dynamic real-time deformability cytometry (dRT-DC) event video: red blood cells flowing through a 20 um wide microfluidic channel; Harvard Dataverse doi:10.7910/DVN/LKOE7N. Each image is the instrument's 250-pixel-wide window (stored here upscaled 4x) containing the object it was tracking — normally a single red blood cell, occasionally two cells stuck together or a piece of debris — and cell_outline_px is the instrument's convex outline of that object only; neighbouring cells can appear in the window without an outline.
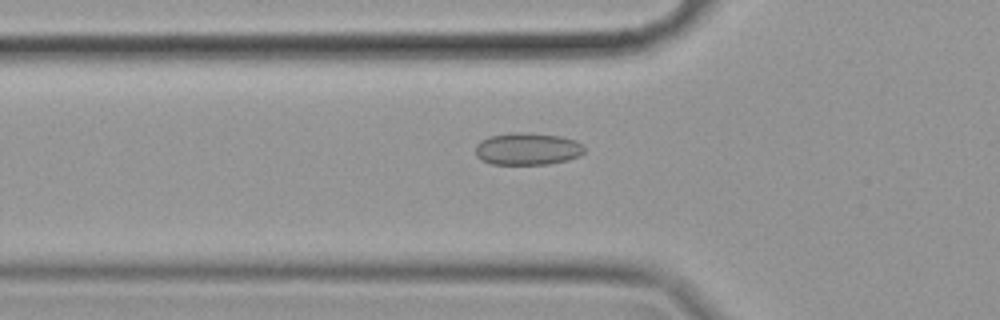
{"species": "common noctule bat (a hibernating species)", "species_latin": "Nyctalus noctula", "temperature_condition": "cold", "stored_images_in_passage": 57, "camera_frame_rate_fps": 3000, "um_per_image_px": 0.085, "animal": {"sex": "female", "body_mass_g": 19.9}, "frame": {"image": 1, "passage_image": 19, "time_ms": 6.0, "image_size_px": [1000, 320], "cell_outline_px": [[584, 152], [580, 156], [548, 164], [492, 164], [480, 160], [476, 156], [476, 144], [480, 140], [488, 136], [512, 132], [524, 132], [560, 136], [576, 140], [584, 144]], "centroid_in_image_um": [44.82, 12.64], "position_along_channel_um": 81.0, "area_um2": 20.63}}
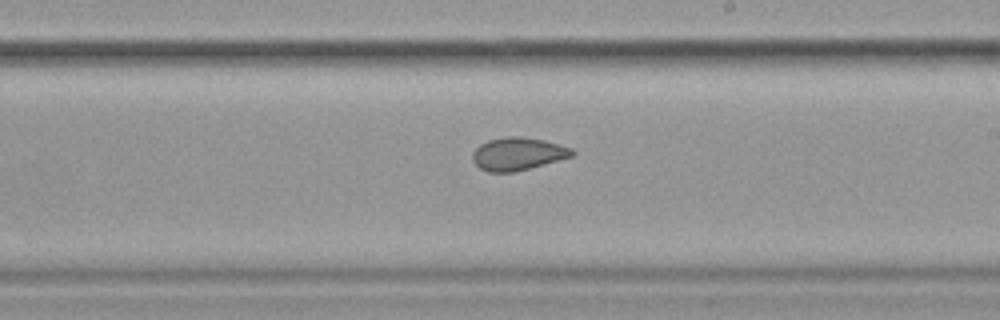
{"frame": {"image": 2, "passage_image": 33, "time_ms": 10.667, "image_size_px": [1000, 320], "cell_outline_px": [[576, 152], [572, 156], [528, 168], [512, 172], [488, 172], [480, 168], [472, 160], [472, 152], [480, 144], [488, 140], [508, 136], [520, 136], [544, 140], [572, 148]], "centroid_in_image_um": [43.99, 13.06], "position_along_channel_um": 245.0, "area_um2": 18.84}}
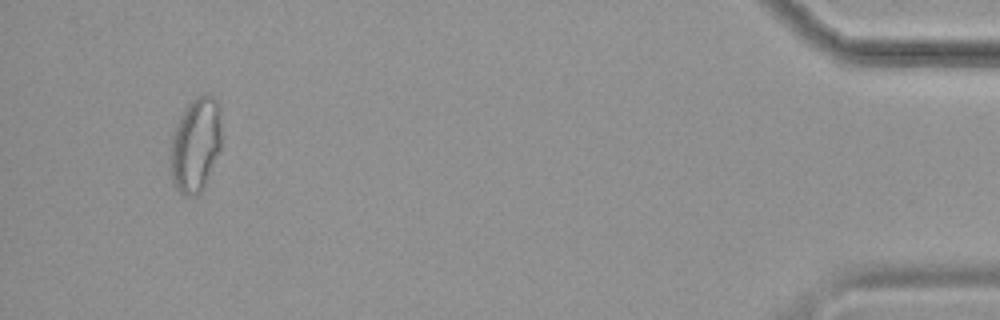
{"frame": {"image": 3, "passage_image": 54, "time_ms": 17.667, "image_size_px": [1000, 320], "cell_outline_px": [[220, 148], [204, 184], [200, 192], [188, 196], [184, 196], [176, 188], [172, 180], [168, 152], [172, 136], [176, 124], [184, 108], [196, 96], [212, 96], [220, 104]], "centroid_in_image_um": [16.58, 12.28], "position_along_channel_um": 418.6, "area_um2": 27.98}, "authors_computed_cell_mechanics": {"area_um2": 21.4438, "velocity_mm_per_s": 3.5252, "shape_relaxation_time_tau1_ms": null, "shape_relaxation_time_tau2_ms": 2.5544, "deformation_change_tau1": null, "deformation_change_tau2": 0.0612}}